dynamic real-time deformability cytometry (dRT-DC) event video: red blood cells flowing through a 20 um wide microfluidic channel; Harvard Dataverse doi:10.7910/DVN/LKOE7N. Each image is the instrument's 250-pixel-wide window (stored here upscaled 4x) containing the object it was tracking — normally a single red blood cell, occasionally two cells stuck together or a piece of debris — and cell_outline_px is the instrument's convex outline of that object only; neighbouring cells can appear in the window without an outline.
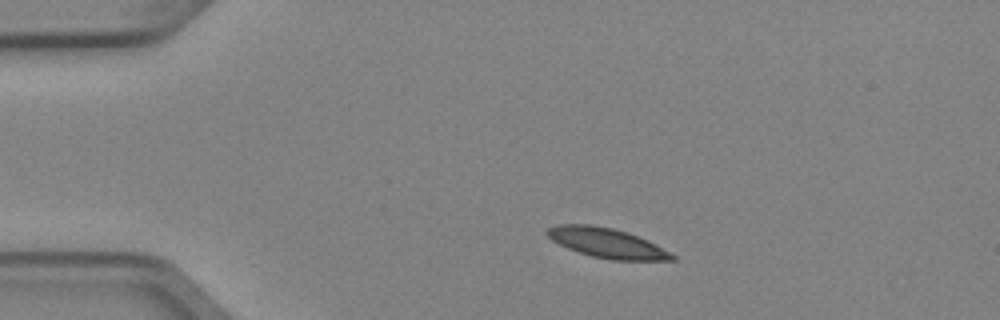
{"species": "Egyptian fruit bat (a non-hibernating species)", "species_latin": "Rousettus aegyptiacus", "temperature_condition": "cold", "stored_images_in_passage": 3, "camera_frame_rate_fps": 3000, "um_per_image_px": 0.085, "animal": {"sex": "female"}, "frame": {"image": 1, "passage_image": 1, "time_ms": 0.0, "image_size_px": [1000, 320], "cell_outline_px": [[676, 260], [612, 260], [592, 256], [568, 248], [552, 240], [544, 232], [548, 228], [556, 224], [588, 224], [612, 228], [628, 232], [648, 240], [676, 256]], "centroid_in_image_um": [51.57, 20.64], "position_along_channel_um": 33.4, "area_um2": 21.5}}
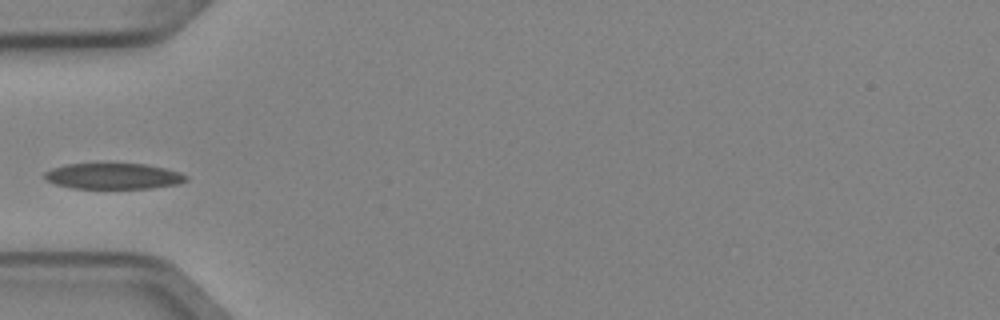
{"frame": {"image": 2, "passage_image": 3, "time_ms": 0.667, "image_size_px": [1000, 320], "cell_outline_px": [[188, 180], [176, 184], [152, 188], [72, 188], [56, 184], [44, 180], [44, 172], [52, 168], [64, 164], [148, 164], [180, 172], [188, 176]], "centroid_in_image_um": [9.62, 14.97], "position_along_channel_um": 75.4, "area_um2": 21.33}}